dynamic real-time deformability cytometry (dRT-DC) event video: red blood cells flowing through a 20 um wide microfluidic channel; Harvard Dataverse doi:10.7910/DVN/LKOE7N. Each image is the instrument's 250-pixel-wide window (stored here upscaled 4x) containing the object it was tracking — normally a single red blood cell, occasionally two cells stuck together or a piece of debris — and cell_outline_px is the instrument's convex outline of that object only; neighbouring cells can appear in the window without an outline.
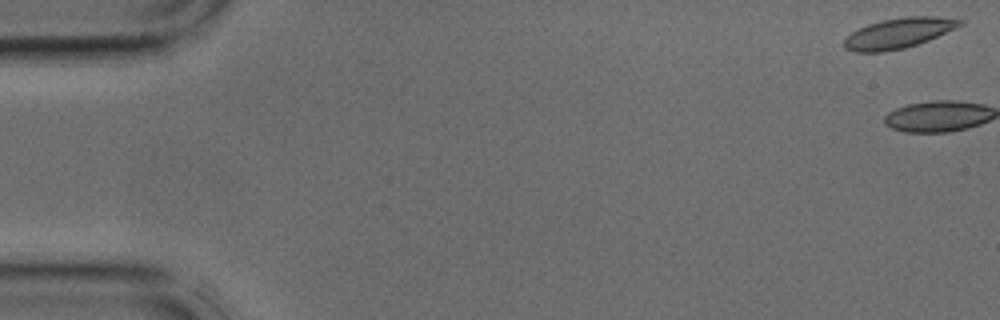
{"species": "common noctule bat (a hibernating species)", "species_latin": "Nyctalus noctula", "temperature_condition": "cold", "stored_images_in_passage": 3, "camera_frame_rate_fps": 3000, "um_per_image_px": 0.085, "animal": {"sex": "male", "body_mass_g": 17.9, "forearm_length_mm": 54.2}, "frame": {"image": 1, "passage_image": 1, "time_ms": 0.0, "image_size_px": [1000, 320], "cell_outline_px": [[964, 24], [928, 40], [904, 48], [884, 52], [852, 52], [844, 48], [844, 36], [868, 24], [884, 20], [904, 16], [936, 16], [964, 20]], "centroid_in_image_um": [76.35, 2.82], "position_along_channel_um": 8.7, "area_um2": 20.4}}